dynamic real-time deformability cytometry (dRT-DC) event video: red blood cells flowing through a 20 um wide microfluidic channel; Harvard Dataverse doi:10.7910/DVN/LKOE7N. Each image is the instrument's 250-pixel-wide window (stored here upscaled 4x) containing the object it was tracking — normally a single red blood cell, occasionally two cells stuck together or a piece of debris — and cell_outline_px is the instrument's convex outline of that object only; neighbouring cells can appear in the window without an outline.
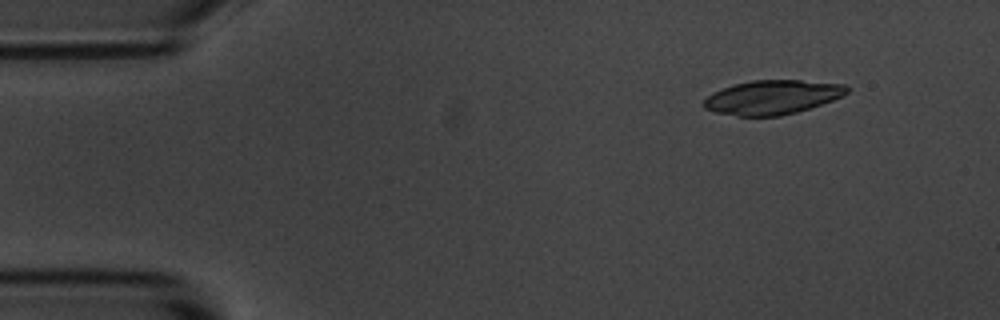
{"species": "common noctule bat (a hibernating species)", "species_latin": "Nyctalus noctula", "temperature_condition": "room temperature", "stored_images_in_passage": 3, "camera_frame_rate_fps": 3000, "um_per_image_px": 0.085, "animal": {"sex": "male", "body_mass_g": 20.1, "forearm_length_mm": 53.5}, "frame": {"image": 1, "passage_image": 1, "time_ms": 0.0, "image_size_px": [1000, 320], "cell_outline_px": [[848, 92], [832, 100], [796, 112], [780, 116], [736, 116], [716, 112], [704, 108], [704, 100], [712, 92], [736, 84], [752, 80], [800, 80], [844, 84], [848, 88]], "centroid_in_image_um": [65.63, 8.26], "position_along_channel_um": 19.4, "area_um2": 28.15}}